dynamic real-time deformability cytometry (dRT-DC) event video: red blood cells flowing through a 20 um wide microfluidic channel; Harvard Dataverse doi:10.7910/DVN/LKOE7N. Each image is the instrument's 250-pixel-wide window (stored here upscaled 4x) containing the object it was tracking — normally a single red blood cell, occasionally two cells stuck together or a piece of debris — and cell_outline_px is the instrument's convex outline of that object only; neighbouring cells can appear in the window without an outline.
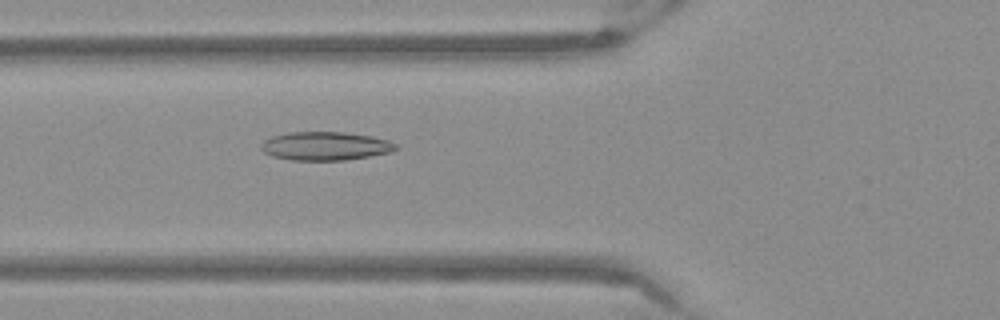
{"species": "Egyptian fruit bat (a non-hibernating species)", "species_latin": "Rousettus aegyptiacus", "temperature_condition": "warm", "stored_images_in_passage": 47, "camera_frame_rate_fps": 3000, "um_per_image_px": 0.085, "frame": {"image": 1, "passage_image": 14, "time_ms": 4.333, "image_size_px": [1000, 320], "cell_outline_px": [[400, 148], [392, 152], [344, 160], [292, 160], [272, 156], [264, 152], [260, 148], [260, 144], [264, 140], [272, 136], [288, 132], [344, 132], [372, 136], [388, 140], [396, 144]], "centroid_in_image_um": [27.66, 12.41], "position_along_channel_um": 98.1, "area_um2": 22.48}}
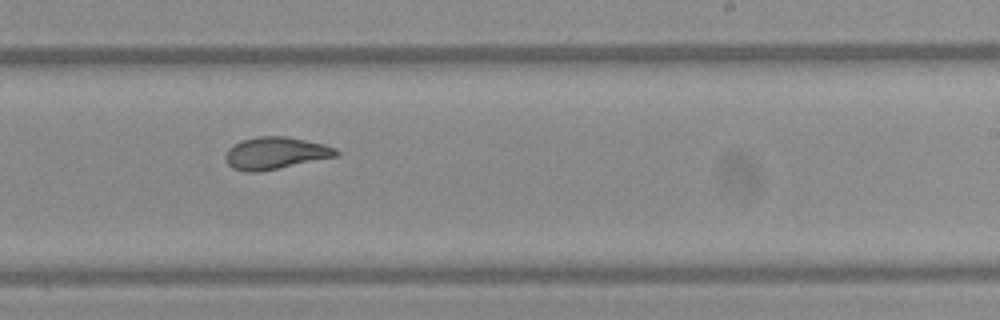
{"frame": {"image": 2, "passage_image": 27, "time_ms": 8.667, "image_size_px": [1000, 320], "cell_outline_px": [[340, 152], [336, 156], [256, 172], [248, 172], [232, 168], [228, 164], [224, 156], [228, 148], [232, 144], [240, 140], [260, 136], [288, 136], [324, 144], [336, 148]], "centroid_in_image_um": [23.37, 12.99], "position_along_channel_um": 265.6, "area_um2": 20.58}}
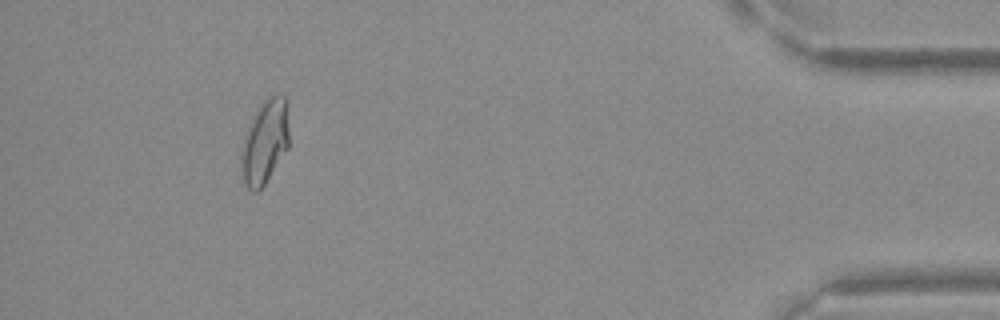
{"frame": {"image": 3, "passage_image": 43, "time_ms": 14.0, "image_size_px": [1000, 320], "cell_outline_px": [[288, 148], [264, 184], [256, 192], [252, 192], [244, 184], [240, 164], [240, 148], [248, 124], [256, 108], [268, 96], [284, 96], [288, 128]], "centroid_in_image_um": [22.45, 12.09], "position_along_channel_um": 412.7, "area_um2": 23.35}}